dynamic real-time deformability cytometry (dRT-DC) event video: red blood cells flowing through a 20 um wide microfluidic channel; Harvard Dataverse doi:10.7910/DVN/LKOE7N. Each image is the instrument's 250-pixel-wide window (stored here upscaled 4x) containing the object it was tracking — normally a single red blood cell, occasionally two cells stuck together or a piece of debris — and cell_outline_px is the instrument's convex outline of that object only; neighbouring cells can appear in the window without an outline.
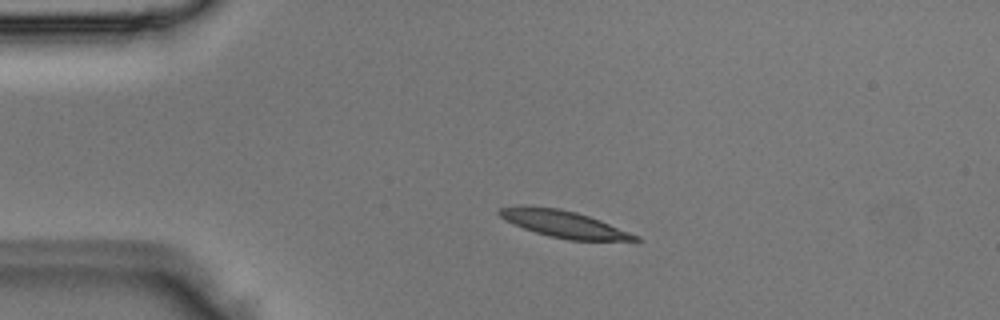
{"species": "Egyptian fruit bat (a non-hibernating species)", "species_latin": "Rousettus aegyptiacus", "temperature_condition": "room temperature", "stored_images_in_passage": 3, "camera_frame_rate_fps": 3000, "um_per_image_px": 0.085, "animal": {"sex": "male"}, "frame": {"image": 1, "passage_image": 2, "time_ms": 0.333, "image_size_px": [1000, 320], "cell_outline_px": [[640, 240], [568, 240], [548, 236], [524, 228], [500, 216], [496, 212], [500, 208], [520, 204], [524, 204], [560, 208], [576, 212], [600, 220], [640, 236]], "centroid_in_image_um": [47.89, 19.01], "position_along_channel_um": 37.1, "area_um2": 21.21}}